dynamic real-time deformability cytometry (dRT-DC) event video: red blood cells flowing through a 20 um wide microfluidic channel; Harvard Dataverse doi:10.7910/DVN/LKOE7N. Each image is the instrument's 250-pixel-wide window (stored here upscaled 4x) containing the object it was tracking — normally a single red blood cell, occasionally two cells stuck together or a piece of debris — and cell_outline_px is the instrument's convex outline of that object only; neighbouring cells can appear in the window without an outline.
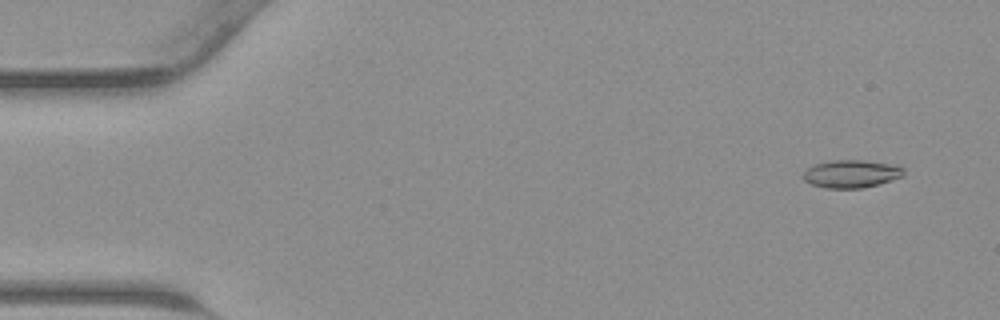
{"species": "common noctule bat (a hibernating species)", "species_latin": "Nyctalus noctula", "temperature_condition": "warm", "stored_images_in_passage": 45, "camera_frame_rate_fps": 3000, "um_per_image_px": 0.085, "animal": {"sex": "male", "body_mass_g": 23.1, "forearm_length_mm": 52.7}, "frame": {"image": 1, "passage_image": 3, "time_ms": 0.667, "image_size_px": [1000, 320], "cell_outline_px": [[904, 176], [880, 184], [864, 188], [824, 188], [812, 184], [804, 180], [800, 176], [808, 168], [816, 164], [832, 160], [864, 160], [896, 164], [904, 168]], "centroid_in_image_um": [72.4, 14.77], "position_along_channel_um": 12.6, "area_um2": 16.53}}
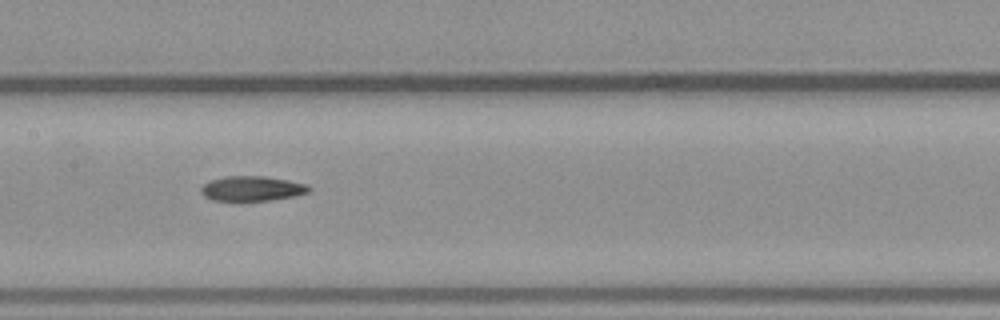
{"frame": {"image": 2, "passage_image": 22, "time_ms": 7.0, "image_size_px": [1000, 320], "cell_outline_px": [[312, 188], [308, 192], [296, 196], [272, 200], [236, 204], [212, 200], [204, 196], [200, 192], [200, 188], [204, 184], [212, 180], [224, 176], [264, 176], [288, 180], [308, 184]], "centroid_in_image_um": [21.39, 16.08], "position_along_channel_um": 186.0, "area_um2": 16.53}}
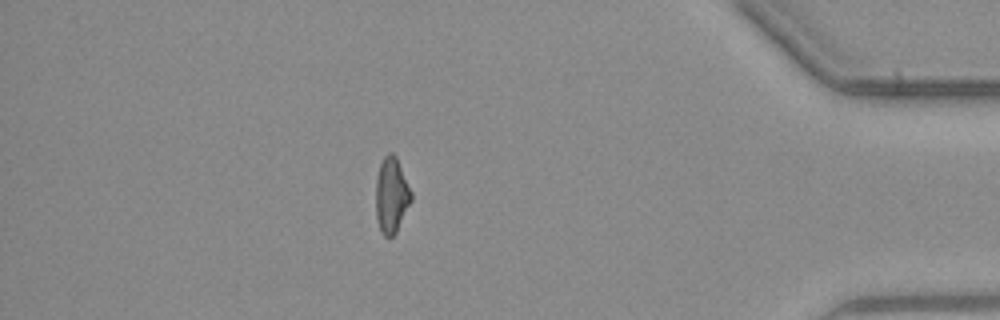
{"frame": {"image": 3, "passage_image": 39, "time_ms": 12.667, "image_size_px": [1000, 320], "cell_outline_px": [[412, 200], [396, 232], [392, 236], [384, 236], [380, 232], [376, 216], [376, 176], [380, 164], [384, 156], [388, 152], [392, 152], [396, 156], [412, 192]], "centroid_in_image_um": [33.27, 16.58], "position_along_channel_um": 401.9, "area_um2": 15.66}}